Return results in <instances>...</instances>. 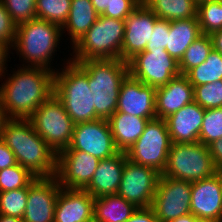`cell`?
Returning a JSON list of instances; mask_svg holds the SVG:
<instances>
[{"mask_svg":"<svg viewBox=\"0 0 222 222\" xmlns=\"http://www.w3.org/2000/svg\"><path fill=\"white\" fill-rule=\"evenodd\" d=\"M22 66L0 87V101L9 118L28 119L54 94L55 70Z\"/></svg>","mask_w":222,"mask_h":222,"instance_id":"1","label":"cell"},{"mask_svg":"<svg viewBox=\"0 0 222 222\" xmlns=\"http://www.w3.org/2000/svg\"><path fill=\"white\" fill-rule=\"evenodd\" d=\"M1 139L14 153L17 163L37 178H51L57 172V154L34 130L29 119L10 118Z\"/></svg>","mask_w":222,"mask_h":222,"instance_id":"2","label":"cell"},{"mask_svg":"<svg viewBox=\"0 0 222 222\" xmlns=\"http://www.w3.org/2000/svg\"><path fill=\"white\" fill-rule=\"evenodd\" d=\"M77 62L88 73L96 114L109 119L116 111L122 81L129 74L128 62L121 59H90Z\"/></svg>","mask_w":222,"mask_h":222,"instance_id":"3","label":"cell"},{"mask_svg":"<svg viewBox=\"0 0 222 222\" xmlns=\"http://www.w3.org/2000/svg\"><path fill=\"white\" fill-rule=\"evenodd\" d=\"M67 62L66 68L55 72L54 95L63 103L74 124L99 119L88 84V73L77 62Z\"/></svg>","mask_w":222,"mask_h":222,"instance_id":"4","label":"cell"},{"mask_svg":"<svg viewBox=\"0 0 222 222\" xmlns=\"http://www.w3.org/2000/svg\"><path fill=\"white\" fill-rule=\"evenodd\" d=\"M62 28L44 19L33 18L29 22L16 26L15 40L13 43L16 49L27 61L28 67H41L53 70L49 66L54 55ZM49 64V65H48Z\"/></svg>","mask_w":222,"mask_h":222,"instance_id":"5","label":"cell"},{"mask_svg":"<svg viewBox=\"0 0 222 222\" xmlns=\"http://www.w3.org/2000/svg\"><path fill=\"white\" fill-rule=\"evenodd\" d=\"M125 20L99 15L95 23L74 46L70 61L121 59Z\"/></svg>","mask_w":222,"mask_h":222,"instance_id":"6","label":"cell"},{"mask_svg":"<svg viewBox=\"0 0 222 222\" xmlns=\"http://www.w3.org/2000/svg\"><path fill=\"white\" fill-rule=\"evenodd\" d=\"M216 173L217 168L207 145L201 142L172 143L162 176L195 182Z\"/></svg>","mask_w":222,"mask_h":222,"instance_id":"7","label":"cell"},{"mask_svg":"<svg viewBox=\"0 0 222 222\" xmlns=\"http://www.w3.org/2000/svg\"><path fill=\"white\" fill-rule=\"evenodd\" d=\"M28 119L34 130L56 154L69 147L75 124L63 103L54 94Z\"/></svg>","mask_w":222,"mask_h":222,"instance_id":"8","label":"cell"},{"mask_svg":"<svg viewBox=\"0 0 222 222\" xmlns=\"http://www.w3.org/2000/svg\"><path fill=\"white\" fill-rule=\"evenodd\" d=\"M171 144L165 119L156 117L148 121L142 135L126 155L130 161L153 168L162 175L167 165Z\"/></svg>","mask_w":222,"mask_h":222,"instance_id":"9","label":"cell"},{"mask_svg":"<svg viewBox=\"0 0 222 222\" xmlns=\"http://www.w3.org/2000/svg\"><path fill=\"white\" fill-rule=\"evenodd\" d=\"M128 66L133 78L155 88L180 75L178 62L167 51L139 52L128 61Z\"/></svg>","mask_w":222,"mask_h":222,"instance_id":"10","label":"cell"},{"mask_svg":"<svg viewBox=\"0 0 222 222\" xmlns=\"http://www.w3.org/2000/svg\"><path fill=\"white\" fill-rule=\"evenodd\" d=\"M191 182L160 175L151 208L159 222L191 213Z\"/></svg>","mask_w":222,"mask_h":222,"instance_id":"11","label":"cell"},{"mask_svg":"<svg viewBox=\"0 0 222 222\" xmlns=\"http://www.w3.org/2000/svg\"><path fill=\"white\" fill-rule=\"evenodd\" d=\"M160 175L153 168L127 159L117 194L137 208H149L152 205Z\"/></svg>","mask_w":222,"mask_h":222,"instance_id":"12","label":"cell"},{"mask_svg":"<svg viewBox=\"0 0 222 222\" xmlns=\"http://www.w3.org/2000/svg\"><path fill=\"white\" fill-rule=\"evenodd\" d=\"M86 152L99 160L119 153L108 119H96L74 125L73 136L68 148Z\"/></svg>","mask_w":222,"mask_h":222,"instance_id":"13","label":"cell"},{"mask_svg":"<svg viewBox=\"0 0 222 222\" xmlns=\"http://www.w3.org/2000/svg\"><path fill=\"white\" fill-rule=\"evenodd\" d=\"M99 161L86 152L64 149L57 154L55 177L62 188L84 190L92 180Z\"/></svg>","mask_w":222,"mask_h":222,"instance_id":"14","label":"cell"},{"mask_svg":"<svg viewBox=\"0 0 222 222\" xmlns=\"http://www.w3.org/2000/svg\"><path fill=\"white\" fill-rule=\"evenodd\" d=\"M61 188L56 177L35 179L28 186L23 222H54L55 205Z\"/></svg>","mask_w":222,"mask_h":222,"instance_id":"15","label":"cell"},{"mask_svg":"<svg viewBox=\"0 0 222 222\" xmlns=\"http://www.w3.org/2000/svg\"><path fill=\"white\" fill-rule=\"evenodd\" d=\"M155 92V87L146 85L128 74L121 83L115 112L154 119L157 117Z\"/></svg>","mask_w":222,"mask_h":222,"instance_id":"16","label":"cell"},{"mask_svg":"<svg viewBox=\"0 0 222 222\" xmlns=\"http://www.w3.org/2000/svg\"><path fill=\"white\" fill-rule=\"evenodd\" d=\"M158 17L141 2L125 19V33L121 48V60L128 62L137 53L145 51L150 42Z\"/></svg>","mask_w":222,"mask_h":222,"instance_id":"17","label":"cell"},{"mask_svg":"<svg viewBox=\"0 0 222 222\" xmlns=\"http://www.w3.org/2000/svg\"><path fill=\"white\" fill-rule=\"evenodd\" d=\"M190 208L199 219L222 222V181L217 173L191 182Z\"/></svg>","mask_w":222,"mask_h":222,"instance_id":"18","label":"cell"},{"mask_svg":"<svg viewBox=\"0 0 222 222\" xmlns=\"http://www.w3.org/2000/svg\"><path fill=\"white\" fill-rule=\"evenodd\" d=\"M94 200L85 190L61 188L55 205L54 222H91Z\"/></svg>","mask_w":222,"mask_h":222,"instance_id":"19","label":"cell"},{"mask_svg":"<svg viewBox=\"0 0 222 222\" xmlns=\"http://www.w3.org/2000/svg\"><path fill=\"white\" fill-rule=\"evenodd\" d=\"M204 114L205 109L193 101L165 118L171 142H199Z\"/></svg>","mask_w":222,"mask_h":222,"instance_id":"20","label":"cell"},{"mask_svg":"<svg viewBox=\"0 0 222 222\" xmlns=\"http://www.w3.org/2000/svg\"><path fill=\"white\" fill-rule=\"evenodd\" d=\"M193 101L194 87L185 75L180 74L166 85L156 88L157 118L165 119Z\"/></svg>","mask_w":222,"mask_h":222,"instance_id":"21","label":"cell"},{"mask_svg":"<svg viewBox=\"0 0 222 222\" xmlns=\"http://www.w3.org/2000/svg\"><path fill=\"white\" fill-rule=\"evenodd\" d=\"M127 159L126 152H119L100 160L92 180L84 190L93 198L117 194Z\"/></svg>","mask_w":222,"mask_h":222,"instance_id":"22","label":"cell"},{"mask_svg":"<svg viewBox=\"0 0 222 222\" xmlns=\"http://www.w3.org/2000/svg\"><path fill=\"white\" fill-rule=\"evenodd\" d=\"M148 118L115 112L109 119L111 133L119 152H127L142 135Z\"/></svg>","mask_w":222,"mask_h":222,"instance_id":"23","label":"cell"},{"mask_svg":"<svg viewBox=\"0 0 222 222\" xmlns=\"http://www.w3.org/2000/svg\"><path fill=\"white\" fill-rule=\"evenodd\" d=\"M166 51L179 62L187 48L202 35L198 18L170 22Z\"/></svg>","mask_w":222,"mask_h":222,"instance_id":"24","label":"cell"},{"mask_svg":"<svg viewBox=\"0 0 222 222\" xmlns=\"http://www.w3.org/2000/svg\"><path fill=\"white\" fill-rule=\"evenodd\" d=\"M137 207L118 194L95 198L93 220L95 222H125Z\"/></svg>","mask_w":222,"mask_h":222,"instance_id":"25","label":"cell"},{"mask_svg":"<svg viewBox=\"0 0 222 222\" xmlns=\"http://www.w3.org/2000/svg\"><path fill=\"white\" fill-rule=\"evenodd\" d=\"M98 17L91 0H71L69 16L62 30L66 28L69 32L73 46L82 39Z\"/></svg>","mask_w":222,"mask_h":222,"instance_id":"26","label":"cell"},{"mask_svg":"<svg viewBox=\"0 0 222 222\" xmlns=\"http://www.w3.org/2000/svg\"><path fill=\"white\" fill-rule=\"evenodd\" d=\"M159 18L167 21L197 18L198 4L195 0H143Z\"/></svg>","mask_w":222,"mask_h":222,"instance_id":"27","label":"cell"},{"mask_svg":"<svg viewBox=\"0 0 222 222\" xmlns=\"http://www.w3.org/2000/svg\"><path fill=\"white\" fill-rule=\"evenodd\" d=\"M185 76L193 87L222 80V54L212 49L207 59L190 69Z\"/></svg>","mask_w":222,"mask_h":222,"instance_id":"28","label":"cell"},{"mask_svg":"<svg viewBox=\"0 0 222 222\" xmlns=\"http://www.w3.org/2000/svg\"><path fill=\"white\" fill-rule=\"evenodd\" d=\"M213 49L210 35L202 34L184 52L178 62L180 74L185 75L190 69L203 63Z\"/></svg>","mask_w":222,"mask_h":222,"instance_id":"29","label":"cell"},{"mask_svg":"<svg viewBox=\"0 0 222 222\" xmlns=\"http://www.w3.org/2000/svg\"><path fill=\"white\" fill-rule=\"evenodd\" d=\"M197 18L202 34L211 35L222 30V0H209L198 4Z\"/></svg>","mask_w":222,"mask_h":222,"instance_id":"30","label":"cell"},{"mask_svg":"<svg viewBox=\"0 0 222 222\" xmlns=\"http://www.w3.org/2000/svg\"><path fill=\"white\" fill-rule=\"evenodd\" d=\"M70 7L71 0H36V18L62 28L69 16Z\"/></svg>","mask_w":222,"mask_h":222,"instance_id":"31","label":"cell"},{"mask_svg":"<svg viewBox=\"0 0 222 222\" xmlns=\"http://www.w3.org/2000/svg\"><path fill=\"white\" fill-rule=\"evenodd\" d=\"M35 179L28 169L16 164L0 170V192L21 189L29 186Z\"/></svg>","mask_w":222,"mask_h":222,"instance_id":"32","label":"cell"},{"mask_svg":"<svg viewBox=\"0 0 222 222\" xmlns=\"http://www.w3.org/2000/svg\"><path fill=\"white\" fill-rule=\"evenodd\" d=\"M28 196V186L21 189L0 192V215L22 219Z\"/></svg>","mask_w":222,"mask_h":222,"instance_id":"33","label":"cell"},{"mask_svg":"<svg viewBox=\"0 0 222 222\" xmlns=\"http://www.w3.org/2000/svg\"><path fill=\"white\" fill-rule=\"evenodd\" d=\"M218 139H222V107L205 109L199 142L208 146Z\"/></svg>","mask_w":222,"mask_h":222,"instance_id":"34","label":"cell"},{"mask_svg":"<svg viewBox=\"0 0 222 222\" xmlns=\"http://www.w3.org/2000/svg\"><path fill=\"white\" fill-rule=\"evenodd\" d=\"M194 101L204 109L222 107V80L195 86Z\"/></svg>","mask_w":222,"mask_h":222,"instance_id":"35","label":"cell"},{"mask_svg":"<svg viewBox=\"0 0 222 222\" xmlns=\"http://www.w3.org/2000/svg\"><path fill=\"white\" fill-rule=\"evenodd\" d=\"M2 2L16 26L36 17V0H2Z\"/></svg>","mask_w":222,"mask_h":222,"instance_id":"36","label":"cell"},{"mask_svg":"<svg viewBox=\"0 0 222 222\" xmlns=\"http://www.w3.org/2000/svg\"><path fill=\"white\" fill-rule=\"evenodd\" d=\"M154 31L151 35L150 42L147 43L145 50H161L166 51L168 35L170 32V21L165 19H157L154 27Z\"/></svg>","mask_w":222,"mask_h":222,"instance_id":"37","label":"cell"},{"mask_svg":"<svg viewBox=\"0 0 222 222\" xmlns=\"http://www.w3.org/2000/svg\"><path fill=\"white\" fill-rule=\"evenodd\" d=\"M16 34V25L13 23L9 12L0 0V41L13 47Z\"/></svg>","mask_w":222,"mask_h":222,"instance_id":"38","label":"cell"},{"mask_svg":"<svg viewBox=\"0 0 222 222\" xmlns=\"http://www.w3.org/2000/svg\"><path fill=\"white\" fill-rule=\"evenodd\" d=\"M141 2V0H111L110 18L125 20Z\"/></svg>","mask_w":222,"mask_h":222,"instance_id":"39","label":"cell"},{"mask_svg":"<svg viewBox=\"0 0 222 222\" xmlns=\"http://www.w3.org/2000/svg\"><path fill=\"white\" fill-rule=\"evenodd\" d=\"M125 222H159L155 215V212L151 207L149 208H137Z\"/></svg>","mask_w":222,"mask_h":222,"instance_id":"40","label":"cell"},{"mask_svg":"<svg viewBox=\"0 0 222 222\" xmlns=\"http://www.w3.org/2000/svg\"><path fill=\"white\" fill-rule=\"evenodd\" d=\"M18 164L14 153L0 138V170Z\"/></svg>","mask_w":222,"mask_h":222,"instance_id":"41","label":"cell"},{"mask_svg":"<svg viewBox=\"0 0 222 222\" xmlns=\"http://www.w3.org/2000/svg\"><path fill=\"white\" fill-rule=\"evenodd\" d=\"M209 152L213 159L214 165L217 170L222 168V139L213 141L208 145Z\"/></svg>","mask_w":222,"mask_h":222,"instance_id":"42","label":"cell"},{"mask_svg":"<svg viewBox=\"0 0 222 222\" xmlns=\"http://www.w3.org/2000/svg\"><path fill=\"white\" fill-rule=\"evenodd\" d=\"M110 2L111 0H91L95 11L99 15H103L110 18Z\"/></svg>","mask_w":222,"mask_h":222,"instance_id":"43","label":"cell"},{"mask_svg":"<svg viewBox=\"0 0 222 222\" xmlns=\"http://www.w3.org/2000/svg\"><path fill=\"white\" fill-rule=\"evenodd\" d=\"M8 50H10V47L6 43L0 41V76L1 77L4 76L3 73L5 72L4 70H6L5 63L7 61V58H8L7 56L9 54Z\"/></svg>","mask_w":222,"mask_h":222,"instance_id":"44","label":"cell"},{"mask_svg":"<svg viewBox=\"0 0 222 222\" xmlns=\"http://www.w3.org/2000/svg\"><path fill=\"white\" fill-rule=\"evenodd\" d=\"M213 49L222 54V30L215 31L211 35Z\"/></svg>","mask_w":222,"mask_h":222,"instance_id":"45","label":"cell"},{"mask_svg":"<svg viewBox=\"0 0 222 222\" xmlns=\"http://www.w3.org/2000/svg\"><path fill=\"white\" fill-rule=\"evenodd\" d=\"M9 119L10 118L8 117V115L6 113V110L4 109V107L0 101V138L2 136V131L5 128V124Z\"/></svg>","mask_w":222,"mask_h":222,"instance_id":"46","label":"cell"},{"mask_svg":"<svg viewBox=\"0 0 222 222\" xmlns=\"http://www.w3.org/2000/svg\"><path fill=\"white\" fill-rule=\"evenodd\" d=\"M196 219L197 217L195 215H193L192 213H189L187 215L180 216L176 219H173L169 222H195Z\"/></svg>","mask_w":222,"mask_h":222,"instance_id":"47","label":"cell"},{"mask_svg":"<svg viewBox=\"0 0 222 222\" xmlns=\"http://www.w3.org/2000/svg\"><path fill=\"white\" fill-rule=\"evenodd\" d=\"M0 222H23V220L17 217L0 215Z\"/></svg>","mask_w":222,"mask_h":222,"instance_id":"48","label":"cell"},{"mask_svg":"<svg viewBox=\"0 0 222 222\" xmlns=\"http://www.w3.org/2000/svg\"><path fill=\"white\" fill-rule=\"evenodd\" d=\"M195 222H214V221L204 220V219H199V218H197V219L195 220Z\"/></svg>","mask_w":222,"mask_h":222,"instance_id":"49","label":"cell"},{"mask_svg":"<svg viewBox=\"0 0 222 222\" xmlns=\"http://www.w3.org/2000/svg\"><path fill=\"white\" fill-rule=\"evenodd\" d=\"M217 174L220 176L221 181H222V168L217 170Z\"/></svg>","mask_w":222,"mask_h":222,"instance_id":"50","label":"cell"},{"mask_svg":"<svg viewBox=\"0 0 222 222\" xmlns=\"http://www.w3.org/2000/svg\"><path fill=\"white\" fill-rule=\"evenodd\" d=\"M205 1H209V0H195V2H196L197 4H200V3L205 2Z\"/></svg>","mask_w":222,"mask_h":222,"instance_id":"51","label":"cell"}]
</instances>
